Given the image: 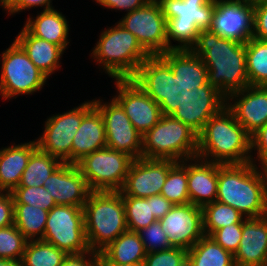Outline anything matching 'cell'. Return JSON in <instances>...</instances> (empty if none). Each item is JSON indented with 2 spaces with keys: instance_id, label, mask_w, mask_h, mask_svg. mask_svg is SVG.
<instances>
[{
  "instance_id": "6da1fadb",
  "label": "cell",
  "mask_w": 267,
  "mask_h": 266,
  "mask_svg": "<svg viewBox=\"0 0 267 266\" xmlns=\"http://www.w3.org/2000/svg\"><path fill=\"white\" fill-rule=\"evenodd\" d=\"M171 115L186 97L208 84V70L202 57L191 50H168L148 57L132 78Z\"/></svg>"
},
{
  "instance_id": "7a4b0ae2",
  "label": "cell",
  "mask_w": 267,
  "mask_h": 266,
  "mask_svg": "<svg viewBox=\"0 0 267 266\" xmlns=\"http://www.w3.org/2000/svg\"><path fill=\"white\" fill-rule=\"evenodd\" d=\"M202 57L208 70V83L226 98L249 86L246 69V43L221 38L210 29L200 30L190 49Z\"/></svg>"
},
{
  "instance_id": "3957f363",
  "label": "cell",
  "mask_w": 267,
  "mask_h": 266,
  "mask_svg": "<svg viewBox=\"0 0 267 266\" xmlns=\"http://www.w3.org/2000/svg\"><path fill=\"white\" fill-rule=\"evenodd\" d=\"M267 169L251 162L218 164L216 201L227 204L246 218L266 215Z\"/></svg>"
},
{
  "instance_id": "277c9868",
  "label": "cell",
  "mask_w": 267,
  "mask_h": 266,
  "mask_svg": "<svg viewBox=\"0 0 267 266\" xmlns=\"http://www.w3.org/2000/svg\"><path fill=\"white\" fill-rule=\"evenodd\" d=\"M251 154V135L227 106L213 115L198 134L196 157L202 160L222 165L245 164L250 162Z\"/></svg>"
},
{
  "instance_id": "5b68a950",
  "label": "cell",
  "mask_w": 267,
  "mask_h": 266,
  "mask_svg": "<svg viewBox=\"0 0 267 266\" xmlns=\"http://www.w3.org/2000/svg\"><path fill=\"white\" fill-rule=\"evenodd\" d=\"M83 213L87 243L91 251L100 253L128 230L120 191H91L83 205Z\"/></svg>"
},
{
  "instance_id": "8992f818",
  "label": "cell",
  "mask_w": 267,
  "mask_h": 266,
  "mask_svg": "<svg viewBox=\"0 0 267 266\" xmlns=\"http://www.w3.org/2000/svg\"><path fill=\"white\" fill-rule=\"evenodd\" d=\"M150 56L137 38L118 22L102 31L90 55L112 79L133 78Z\"/></svg>"
},
{
  "instance_id": "52a82bcc",
  "label": "cell",
  "mask_w": 267,
  "mask_h": 266,
  "mask_svg": "<svg viewBox=\"0 0 267 266\" xmlns=\"http://www.w3.org/2000/svg\"><path fill=\"white\" fill-rule=\"evenodd\" d=\"M167 20L168 50H190L212 27L215 0H157ZM171 40L179 45H172Z\"/></svg>"
},
{
  "instance_id": "ba28073f",
  "label": "cell",
  "mask_w": 267,
  "mask_h": 266,
  "mask_svg": "<svg viewBox=\"0 0 267 266\" xmlns=\"http://www.w3.org/2000/svg\"><path fill=\"white\" fill-rule=\"evenodd\" d=\"M197 148L198 134L194 130L171 115H162L142 136L141 157L180 162L195 158Z\"/></svg>"
},
{
  "instance_id": "9c48e42d",
  "label": "cell",
  "mask_w": 267,
  "mask_h": 266,
  "mask_svg": "<svg viewBox=\"0 0 267 266\" xmlns=\"http://www.w3.org/2000/svg\"><path fill=\"white\" fill-rule=\"evenodd\" d=\"M134 158L104 147L76 163L91 191H120Z\"/></svg>"
},
{
  "instance_id": "30bf717a",
  "label": "cell",
  "mask_w": 267,
  "mask_h": 266,
  "mask_svg": "<svg viewBox=\"0 0 267 266\" xmlns=\"http://www.w3.org/2000/svg\"><path fill=\"white\" fill-rule=\"evenodd\" d=\"M0 95L3 99H15L26 94L33 95L47 84L48 77L29 59L15 42L1 55Z\"/></svg>"
},
{
  "instance_id": "8fae6325",
  "label": "cell",
  "mask_w": 267,
  "mask_h": 266,
  "mask_svg": "<svg viewBox=\"0 0 267 266\" xmlns=\"http://www.w3.org/2000/svg\"><path fill=\"white\" fill-rule=\"evenodd\" d=\"M63 250L67 255L90 251L87 243L82 207L56 205L48 211L41 239Z\"/></svg>"
},
{
  "instance_id": "7c38bea8",
  "label": "cell",
  "mask_w": 267,
  "mask_h": 266,
  "mask_svg": "<svg viewBox=\"0 0 267 266\" xmlns=\"http://www.w3.org/2000/svg\"><path fill=\"white\" fill-rule=\"evenodd\" d=\"M94 107L93 100L84 101L62 114H55L45 121L44 131L37 138L38 148L63 163L72 164V141L82 118Z\"/></svg>"
},
{
  "instance_id": "4fadbf2b",
  "label": "cell",
  "mask_w": 267,
  "mask_h": 266,
  "mask_svg": "<svg viewBox=\"0 0 267 266\" xmlns=\"http://www.w3.org/2000/svg\"><path fill=\"white\" fill-rule=\"evenodd\" d=\"M118 23L130 31L151 56L168 51L167 20L157 0L126 13Z\"/></svg>"
},
{
  "instance_id": "5bb4252c",
  "label": "cell",
  "mask_w": 267,
  "mask_h": 266,
  "mask_svg": "<svg viewBox=\"0 0 267 266\" xmlns=\"http://www.w3.org/2000/svg\"><path fill=\"white\" fill-rule=\"evenodd\" d=\"M93 103L103 118L107 147L134 159L141 158L143 135L134 128L121 105L114 98L106 103L93 99Z\"/></svg>"
},
{
  "instance_id": "9a60e30c",
  "label": "cell",
  "mask_w": 267,
  "mask_h": 266,
  "mask_svg": "<svg viewBox=\"0 0 267 266\" xmlns=\"http://www.w3.org/2000/svg\"><path fill=\"white\" fill-rule=\"evenodd\" d=\"M114 99L124 109L134 128L144 135L162 117L160 106L132 78L115 79Z\"/></svg>"
},
{
  "instance_id": "2e32d148",
  "label": "cell",
  "mask_w": 267,
  "mask_h": 266,
  "mask_svg": "<svg viewBox=\"0 0 267 266\" xmlns=\"http://www.w3.org/2000/svg\"><path fill=\"white\" fill-rule=\"evenodd\" d=\"M175 163L169 159H134L120 190L121 195L139 198L160 195L168 172Z\"/></svg>"
},
{
  "instance_id": "e0dca14e",
  "label": "cell",
  "mask_w": 267,
  "mask_h": 266,
  "mask_svg": "<svg viewBox=\"0 0 267 266\" xmlns=\"http://www.w3.org/2000/svg\"><path fill=\"white\" fill-rule=\"evenodd\" d=\"M254 8L238 0H215L210 30L221 38L246 43L253 37Z\"/></svg>"
},
{
  "instance_id": "ac0fdd59",
  "label": "cell",
  "mask_w": 267,
  "mask_h": 266,
  "mask_svg": "<svg viewBox=\"0 0 267 266\" xmlns=\"http://www.w3.org/2000/svg\"><path fill=\"white\" fill-rule=\"evenodd\" d=\"M159 222L173 247L188 250L204 236L202 207L191 203L174 205Z\"/></svg>"
},
{
  "instance_id": "d6986e66",
  "label": "cell",
  "mask_w": 267,
  "mask_h": 266,
  "mask_svg": "<svg viewBox=\"0 0 267 266\" xmlns=\"http://www.w3.org/2000/svg\"><path fill=\"white\" fill-rule=\"evenodd\" d=\"M225 106L226 97L208 83L179 103L171 116L199 134L207 121Z\"/></svg>"
},
{
  "instance_id": "ffe728a7",
  "label": "cell",
  "mask_w": 267,
  "mask_h": 266,
  "mask_svg": "<svg viewBox=\"0 0 267 266\" xmlns=\"http://www.w3.org/2000/svg\"><path fill=\"white\" fill-rule=\"evenodd\" d=\"M226 106L252 135L267 123V87L249 85L233 92L226 98Z\"/></svg>"
},
{
  "instance_id": "44dd1931",
  "label": "cell",
  "mask_w": 267,
  "mask_h": 266,
  "mask_svg": "<svg viewBox=\"0 0 267 266\" xmlns=\"http://www.w3.org/2000/svg\"><path fill=\"white\" fill-rule=\"evenodd\" d=\"M43 186L50 192L56 205H72L83 208L91 192L77 165L70 163H62L44 181Z\"/></svg>"
},
{
  "instance_id": "7402d4cb",
  "label": "cell",
  "mask_w": 267,
  "mask_h": 266,
  "mask_svg": "<svg viewBox=\"0 0 267 266\" xmlns=\"http://www.w3.org/2000/svg\"><path fill=\"white\" fill-rule=\"evenodd\" d=\"M236 266H267V216L246 218L234 254Z\"/></svg>"
},
{
  "instance_id": "603a6c76",
  "label": "cell",
  "mask_w": 267,
  "mask_h": 266,
  "mask_svg": "<svg viewBox=\"0 0 267 266\" xmlns=\"http://www.w3.org/2000/svg\"><path fill=\"white\" fill-rule=\"evenodd\" d=\"M187 177V186L191 204L198 207H204L205 205L216 201L218 163L205 161L198 157L188 159Z\"/></svg>"
},
{
  "instance_id": "cb8c5ba5",
  "label": "cell",
  "mask_w": 267,
  "mask_h": 266,
  "mask_svg": "<svg viewBox=\"0 0 267 266\" xmlns=\"http://www.w3.org/2000/svg\"><path fill=\"white\" fill-rule=\"evenodd\" d=\"M38 148L36 139L0 149V192L18 187L31 154Z\"/></svg>"
},
{
  "instance_id": "d4e9b609",
  "label": "cell",
  "mask_w": 267,
  "mask_h": 266,
  "mask_svg": "<svg viewBox=\"0 0 267 266\" xmlns=\"http://www.w3.org/2000/svg\"><path fill=\"white\" fill-rule=\"evenodd\" d=\"M107 147L106 132L100 112L93 107L83 118L72 141V164L84 156Z\"/></svg>"
},
{
  "instance_id": "484cf974",
  "label": "cell",
  "mask_w": 267,
  "mask_h": 266,
  "mask_svg": "<svg viewBox=\"0 0 267 266\" xmlns=\"http://www.w3.org/2000/svg\"><path fill=\"white\" fill-rule=\"evenodd\" d=\"M14 41L48 78L61 67L60 60L65 51L60 46L33 36L25 27Z\"/></svg>"
},
{
  "instance_id": "4316f807",
  "label": "cell",
  "mask_w": 267,
  "mask_h": 266,
  "mask_svg": "<svg viewBox=\"0 0 267 266\" xmlns=\"http://www.w3.org/2000/svg\"><path fill=\"white\" fill-rule=\"evenodd\" d=\"M33 19L31 15L27 18L24 27L40 39L60 46L64 51L70 41L69 25L66 17L57 9L42 10Z\"/></svg>"
},
{
  "instance_id": "83f0119b",
  "label": "cell",
  "mask_w": 267,
  "mask_h": 266,
  "mask_svg": "<svg viewBox=\"0 0 267 266\" xmlns=\"http://www.w3.org/2000/svg\"><path fill=\"white\" fill-rule=\"evenodd\" d=\"M146 254L139 233L127 230L100 252L99 264H143Z\"/></svg>"
},
{
  "instance_id": "f1b7e54d",
  "label": "cell",
  "mask_w": 267,
  "mask_h": 266,
  "mask_svg": "<svg viewBox=\"0 0 267 266\" xmlns=\"http://www.w3.org/2000/svg\"><path fill=\"white\" fill-rule=\"evenodd\" d=\"M187 266H236L234 255L209 235H204L187 250Z\"/></svg>"
},
{
  "instance_id": "f546056e",
  "label": "cell",
  "mask_w": 267,
  "mask_h": 266,
  "mask_svg": "<svg viewBox=\"0 0 267 266\" xmlns=\"http://www.w3.org/2000/svg\"><path fill=\"white\" fill-rule=\"evenodd\" d=\"M48 211L28 204H14V225L28 240L44 236Z\"/></svg>"
},
{
  "instance_id": "4dcf8cb0",
  "label": "cell",
  "mask_w": 267,
  "mask_h": 266,
  "mask_svg": "<svg viewBox=\"0 0 267 266\" xmlns=\"http://www.w3.org/2000/svg\"><path fill=\"white\" fill-rule=\"evenodd\" d=\"M59 159L37 148L30 156L18 187H39L62 164Z\"/></svg>"
},
{
  "instance_id": "1f68e13d",
  "label": "cell",
  "mask_w": 267,
  "mask_h": 266,
  "mask_svg": "<svg viewBox=\"0 0 267 266\" xmlns=\"http://www.w3.org/2000/svg\"><path fill=\"white\" fill-rule=\"evenodd\" d=\"M246 69L250 86L267 87V42L253 37L246 42Z\"/></svg>"
},
{
  "instance_id": "d6a6232c",
  "label": "cell",
  "mask_w": 267,
  "mask_h": 266,
  "mask_svg": "<svg viewBox=\"0 0 267 266\" xmlns=\"http://www.w3.org/2000/svg\"><path fill=\"white\" fill-rule=\"evenodd\" d=\"M246 217L233 207L214 201L202 207L204 235H211L215 230L233 223H243Z\"/></svg>"
},
{
  "instance_id": "836d02e7",
  "label": "cell",
  "mask_w": 267,
  "mask_h": 266,
  "mask_svg": "<svg viewBox=\"0 0 267 266\" xmlns=\"http://www.w3.org/2000/svg\"><path fill=\"white\" fill-rule=\"evenodd\" d=\"M67 254L42 240L27 242L22 257V266H60Z\"/></svg>"
},
{
  "instance_id": "e575fe53",
  "label": "cell",
  "mask_w": 267,
  "mask_h": 266,
  "mask_svg": "<svg viewBox=\"0 0 267 266\" xmlns=\"http://www.w3.org/2000/svg\"><path fill=\"white\" fill-rule=\"evenodd\" d=\"M187 182V160L176 162L168 172L160 195L173 205L188 204L190 197Z\"/></svg>"
},
{
  "instance_id": "d590c367",
  "label": "cell",
  "mask_w": 267,
  "mask_h": 266,
  "mask_svg": "<svg viewBox=\"0 0 267 266\" xmlns=\"http://www.w3.org/2000/svg\"><path fill=\"white\" fill-rule=\"evenodd\" d=\"M122 199L125 206L127 229L129 231L138 232L157 221L151 213V196L148 198L122 196Z\"/></svg>"
},
{
  "instance_id": "8d00e7d4",
  "label": "cell",
  "mask_w": 267,
  "mask_h": 266,
  "mask_svg": "<svg viewBox=\"0 0 267 266\" xmlns=\"http://www.w3.org/2000/svg\"><path fill=\"white\" fill-rule=\"evenodd\" d=\"M27 242L14 224L0 228V259L21 261Z\"/></svg>"
},
{
  "instance_id": "74e56055",
  "label": "cell",
  "mask_w": 267,
  "mask_h": 266,
  "mask_svg": "<svg viewBox=\"0 0 267 266\" xmlns=\"http://www.w3.org/2000/svg\"><path fill=\"white\" fill-rule=\"evenodd\" d=\"M14 204H28L50 211L56 203L45 186L16 187L12 192Z\"/></svg>"
},
{
  "instance_id": "f35d334b",
  "label": "cell",
  "mask_w": 267,
  "mask_h": 266,
  "mask_svg": "<svg viewBox=\"0 0 267 266\" xmlns=\"http://www.w3.org/2000/svg\"><path fill=\"white\" fill-rule=\"evenodd\" d=\"M143 266H187V249L171 247L147 253Z\"/></svg>"
},
{
  "instance_id": "ab89813d",
  "label": "cell",
  "mask_w": 267,
  "mask_h": 266,
  "mask_svg": "<svg viewBox=\"0 0 267 266\" xmlns=\"http://www.w3.org/2000/svg\"><path fill=\"white\" fill-rule=\"evenodd\" d=\"M147 253L166 250L173 247L161 227L159 220L138 231Z\"/></svg>"
},
{
  "instance_id": "60d3db41",
  "label": "cell",
  "mask_w": 267,
  "mask_h": 266,
  "mask_svg": "<svg viewBox=\"0 0 267 266\" xmlns=\"http://www.w3.org/2000/svg\"><path fill=\"white\" fill-rule=\"evenodd\" d=\"M242 236V223H233L215 230L210 237L223 249L233 255L237 251Z\"/></svg>"
},
{
  "instance_id": "b9f144b4",
  "label": "cell",
  "mask_w": 267,
  "mask_h": 266,
  "mask_svg": "<svg viewBox=\"0 0 267 266\" xmlns=\"http://www.w3.org/2000/svg\"><path fill=\"white\" fill-rule=\"evenodd\" d=\"M257 151V158L251 156L250 162L267 169V123L251 135V152ZM258 160V164H256Z\"/></svg>"
},
{
  "instance_id": "7bdbcfd3",
  "label": "cell",
  "mask_w": 267,
  "mask_h": 266,
  "mask_svg": "<svg viewBox=\"0 0 267 266\" xmlns=\"http://www.w3.org/2000/svg\"><path fill=\"white\" fill-rule=\"evenodd\" d=\"M52 1L53 0H5L1 7H3L6 12L8 11L7 14L9 13L8 16H10L33 7H45L43 10L54 9V7H52Z\"/></svg>"
},
{
  "instance_id": "ee69618b",
  "label": "cell",
  "mask_w": 267,
  "mask_h": 266,
  "mask_svg": "<svg viewBox=\"0 0 267 266\" xmlns=\"http://www.w3.org/2000/svg\"><path fill=\"white\" fill-rule=\"evenodd\" d=\"M253 38L267 42V3L254 7Z\"/></svg>"
},
{
  "instance_id": "f6af8a7d",
  "label": "cell",
  "mask_w": 267,
  "mask_h": 266,
  "mask_svg": "<svg viewBox=\"0 0 267 266\" xmlns=\"http://www.w3.org/2000/svg\"><path fill=\"white\" fill-rule=\"evenodd\" d=\"M100 253L87 251L81 254L67 255L60 266H99Z\"/></svg>"
},
{
  "instance_id": "bcb514c9",
  "label": "cell",
  "mask_w": 267,
  "mask_h": 266,
  "mask_svg": "<svg viewBox=\"0 0 267 266\" xmlns=\"http://www.w3.org/2000/svg\"><path fill=\"white\" fill-rule=\"evenodd\" d=\"M14 224V198L11 192H0V228Z\"/></svg>"
},
{
  "instance_id": "7dc6e473",
  "label": "cell",
  "mask_w": 267,
  "mask_h": 266,
  "mask_svg": "<svg viewBox=\"0 0 267 266\" xmlns=\"http://www.w3.org/2000/svg\"><path fill=\"white\" fill-rule=\"evenodd\" d=\"M148 1L150 0H95L104 8L125 10L127 13L144 6Z\"/></svg>"
},
{
  "instance_id": "c3c4849f",
  "label": "cell",
  "mask_w": 267,
  "mask_h": 266,
  "mask_svg": "<svg viewBox=\"0 0 267 266\" xmlns=\"http://www.w3.org/2000/svg\"><path fill=\"white\" fill-rule=\"evenodd\" d=\"M174 205L162 195L151 196L152 214L156 220L163 218Z\"/></svg>"
},
{
  "instance_id": "681fc988",
  "label": "cell",
  "mask_w": 267,
  "mask_h": 266,
  "mask_svg": "<svg viewBox=\"0 0 267 266\" xmlns=\"http://www.w3.org/2000/svg\"><path fill=\"white\" fill-rule=\"evenodd\" d=\"M238 1L246 4L247 6H251L253 8L267 3V0H238Z\"/></svg>"
},
{
  "instance_id": "f907efd6",
  "label": "cell",
  "mask_w": 267,
  "mask_h": 266,
  "mask_svg": "<svg viewBox=\"0 0 267 266\" xmlns=\"http://www.w3.org/2000/svg\"><path fill=\"white\" fill-rule=\"evenodd\" d=\"M0 266H22V262L18 260L0 259Z\"/></svg>"
},
{
  "instance_id": "816d5d0a",
  "label": "cell",
  "mask_w": 267,
  "mask_h": 266,
  "mask_svg": "<svg viewBox=\"0 0 267 266\" xmlns=\"http://www.w3.org/2000/svg\"><path fill=\"white\" fill-rule=\"evenodd\" d=\"M99 266H143V264H99Z\"/></svg>"
},
{
  "instance_id": "f5cc1de1",
  "label": "cell",
  "mask_w": 267,
  "mask_h": 266,
  "mask_svg": "<svg viewBox=\"0 0 267 266\" xmlns=\"http://www.w3.org/2000/svg\"><path fill=\"white\" fill-rule=\"evenodd\" d=\"M5 0H0V6L4 3Z\"/></svg>"
},
{
  "instance_id": "db71d44e",
  "label": "cell",
  "mask_w": 267,
  "mask_h": 266,
  "mask_svg": "<svg viewBox=\"0 0 267 266\" xmlns=\"http://www.w3.org/2000/svg\"><path fill=\"white\" fill-rule=\"evenodd\" d=\"M266 216H267V199H266Z\"/></svg>"
}]
</instances>
